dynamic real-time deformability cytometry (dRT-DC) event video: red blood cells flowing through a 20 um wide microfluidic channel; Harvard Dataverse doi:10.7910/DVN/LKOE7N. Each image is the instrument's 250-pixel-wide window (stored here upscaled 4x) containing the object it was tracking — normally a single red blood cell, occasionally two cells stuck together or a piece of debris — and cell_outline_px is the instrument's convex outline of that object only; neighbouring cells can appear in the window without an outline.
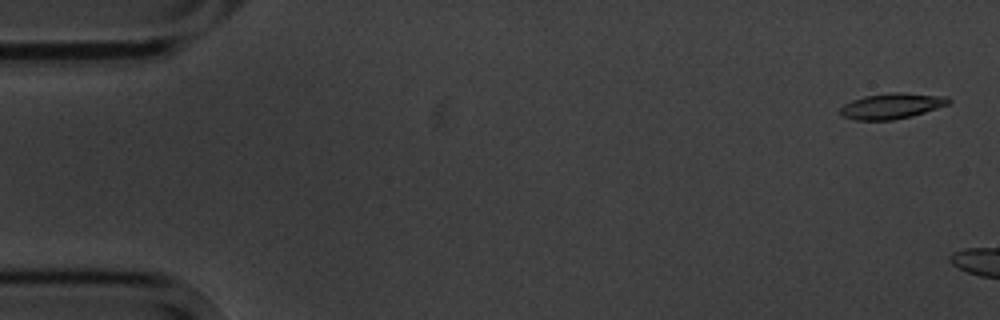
{"species": "common noctule bat (a hibernating species)", "species_latin": "Nyctalus noctula", "temperature_condition": "cold", "stored_images_in_passage": 5, "camera_frame_rate_fps": 3000, "um_per_image_px": 0.085, "animal": {"sex": "male", "body_mass_g": 20.1, "forearm_length_mm": 53.5}, "frame": {"image": 1, "passage_image": 1, "time_ms": 0.0, "image_size_px": [1000, 320], "cell_outline_px": [[952, 100], [948, 104], [912, 116], [892, 120], [856, 120], [844, 116], [840, 112], [840, 108], [844, 104], [852, 100], [864, 96], [896, 92], [900, 92], [948, 96]], "centroid_in_image_um": [75.81, 9.0], "position_along_channel_um": 9.2, "area_um2": 16.07}}